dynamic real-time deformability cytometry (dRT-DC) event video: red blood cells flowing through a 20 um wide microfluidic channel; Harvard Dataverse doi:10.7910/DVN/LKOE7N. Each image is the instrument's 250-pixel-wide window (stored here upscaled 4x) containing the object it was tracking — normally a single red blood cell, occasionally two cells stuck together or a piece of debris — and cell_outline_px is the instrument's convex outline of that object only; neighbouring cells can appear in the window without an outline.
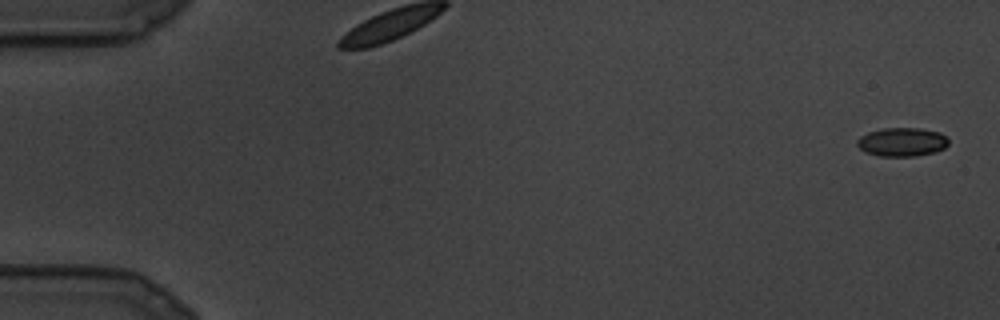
{"species": "common noctule bat (a hibernating species)", "species_latin": "Nyctalus noctula", "temperature_condition": "cold", "stored_images_in_passage": 12, "camera_frame_rate_fps": 3000, "um_per_image_px": 0.085, "animal": {"sex": "male", "body_mass_g": 19.5, "forearm_length_mm": 54.6}, "frame": {"image": 1, "passage_image": 1, "time_ms": 0.0, "image_size_px": [1000, 320], "cell_outline_px": [[948, 144], [944, 148], [936, 152], [916, 156], [880, 156], [864, 152], [856, 144], [856, 140], [860, 136], [868, 132], [884, 128], [920, 128], [940, 132], [948, 136]], "centroid_in_image_um": [76.68, 12.07], "position_along_channel_um": 8.3, "area_um2": 15.49}}
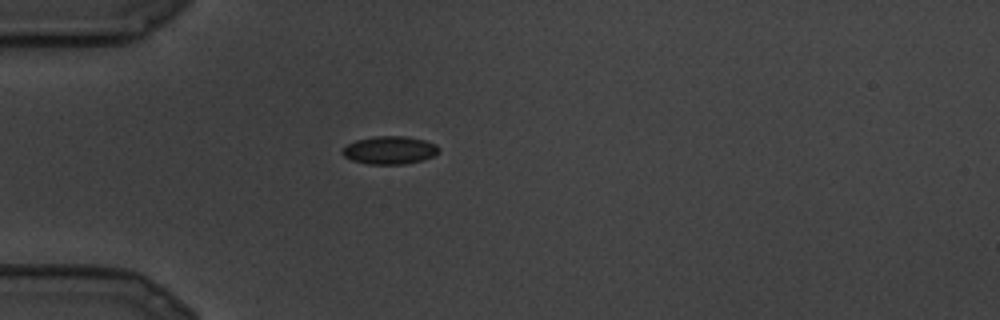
{"frame": {"image": 2, "passage_image": 8, "time_ms": 2.333, "image_size_px": [1000, 320], "cell_outline_px": [[440, 148], [432, 156], [424, 160], [404, 164], [368, 164], [352, 160], [344, 156], [340, 152], [348, 144], [356, 140], [376, 136], [404, 136], [424, 140], [436, 144]], "centroid_in_image_um": [33.11, 12.76], "position_along_channel_um": 51.9, "area_um2": 15.61}}
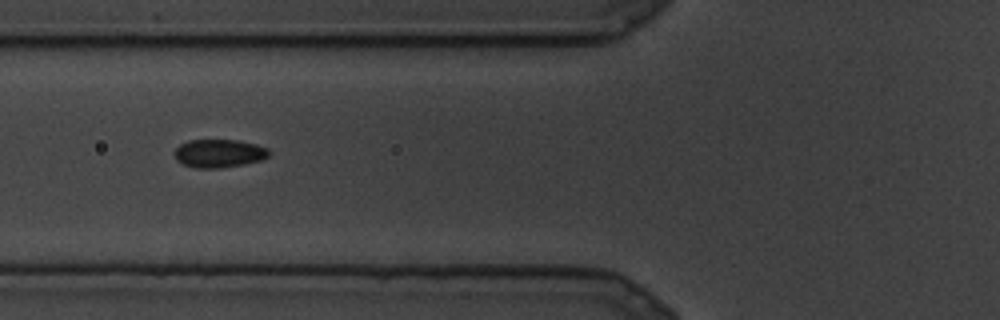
{"frame": {"image": 3, "passage_image": 11, "time_ms": 3.333, "image_size_px": [1000, 320], "cell_outline_px": [[272, 152], [268, 156], [260, 160], [244, 164], [220, 168], [196, 168], [184, 164], [176, 160], [172, 152], [180, 144], [188, 140], [236, 140], [256, 144], [268, 148]], "centroid_in_image_um": [18.6, 13.03], "position_along_channel_um": 107.2, "area_um2": 15.66}}